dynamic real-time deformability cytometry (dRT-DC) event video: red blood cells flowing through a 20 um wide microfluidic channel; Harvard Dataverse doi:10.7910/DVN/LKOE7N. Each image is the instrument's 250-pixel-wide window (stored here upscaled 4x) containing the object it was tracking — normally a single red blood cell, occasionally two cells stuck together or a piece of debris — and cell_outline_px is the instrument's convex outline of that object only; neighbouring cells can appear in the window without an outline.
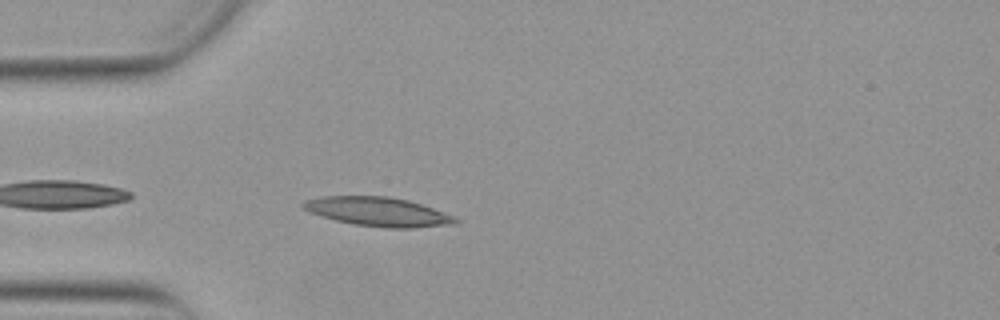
{"species": "Egyptian fruit bat (a non-hibernating species)", "species_latin": "Rousettus aegyptiacus", "temperature_condition": "warm", "stored_images_in_passage": 15, "camera_frame_rate_fps": 3000, "um_per_image_px": 0.085, "animal": {"sex": "female"}, "frame": {"image": 1, "passage_image": 2, "time_ms": 0.333, "image_size_px": [1000, 320], "cell_outline_px": [[460, 220], [456, 224], [412, 228], [388, 228], [352, 224], [336, 220], [308, 212], [300, 204], [304, 200], [324, 196], [388, 196], [408, 200], [456, 216]], "centroid_in_image_um": [32.15, 18.0], "position_along_channel_um": 52.9, "area_um2": 25.84}}
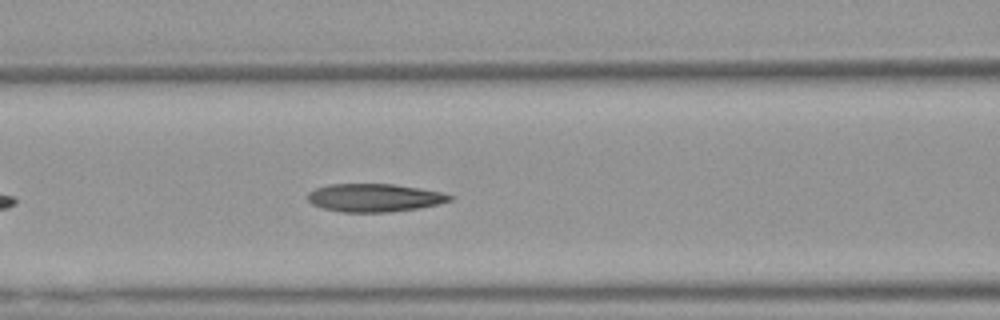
{"frame": {"image": 2, "passage_image": 9, "time_ms": 2.667, "image_size_px": [1000, 320], "cell_outline_px": [[452, 200], [420, 208], [388, 212], [344, 212], [324, 208], [312, 204], [308, 200], [308, 192], [316, 188], [328, 184], [392, 184], [440, 192], [452, 196]], "centroid_in_image_um": [31.78, 16.81], "position_along_channel_um": 134.8, "area_um2": 22.95}}
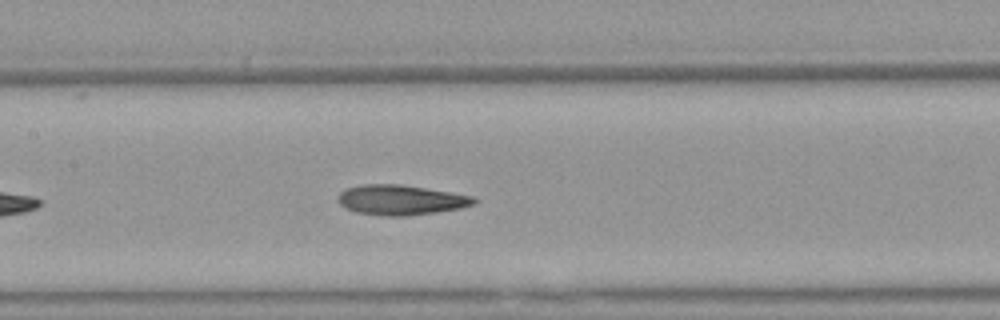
{"frame": {"image": 3, "passage_image": 12, "time_ms": 3.667, "image_size_px": [1000, 320], "cell_outline_px": [[476, 204], [460, 208], [436, 212], [408, 216], [380, 216], [356, 212], [344, 208], [336, 200], [336, 196], [340, 192], [348, 188], [364, 184], [400, 184], [472, 196], [476, 200]], "centroid_in_image_um": [34.01, 17.01], "position_along_channel_um": 173.4, "area_um2": 23.81}}